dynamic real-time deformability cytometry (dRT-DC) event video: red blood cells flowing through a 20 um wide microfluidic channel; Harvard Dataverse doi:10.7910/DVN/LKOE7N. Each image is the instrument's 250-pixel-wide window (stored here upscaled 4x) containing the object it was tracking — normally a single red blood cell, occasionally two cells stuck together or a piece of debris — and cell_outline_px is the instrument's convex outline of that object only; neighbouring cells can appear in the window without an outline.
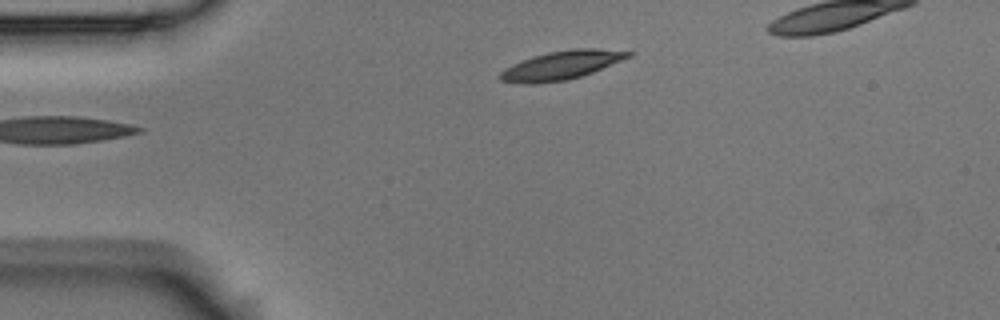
{"species": "Egyptian fruit bat (a non-hibernating species)", "species_latin": "Rousettus aegyptiacus", "temperature_condition": "room temperature", "stored_images_in_passage": 2, "camera_frame_rate_fps": 3000, "um_per_image_px": 0.085, "animal": {"sex": "male"}, "frame": {"image": 1, "passage_image": 2, "time_ms": 0.333, "image_size_px": [1000, 320], "cell_outline_px": [[632, 56], [592, 72], [568, 80], [532, 84], [524, 84], [500, 80], [496, 76], [504, 68], [512, 64], [532, 56], [548, 52], [572, 48], [596, 48], [632, 52]], "centroid_in_image_um": [47.66, 5.54], "position_along_channel_um": 37.3, "area_um2": 21.44}}